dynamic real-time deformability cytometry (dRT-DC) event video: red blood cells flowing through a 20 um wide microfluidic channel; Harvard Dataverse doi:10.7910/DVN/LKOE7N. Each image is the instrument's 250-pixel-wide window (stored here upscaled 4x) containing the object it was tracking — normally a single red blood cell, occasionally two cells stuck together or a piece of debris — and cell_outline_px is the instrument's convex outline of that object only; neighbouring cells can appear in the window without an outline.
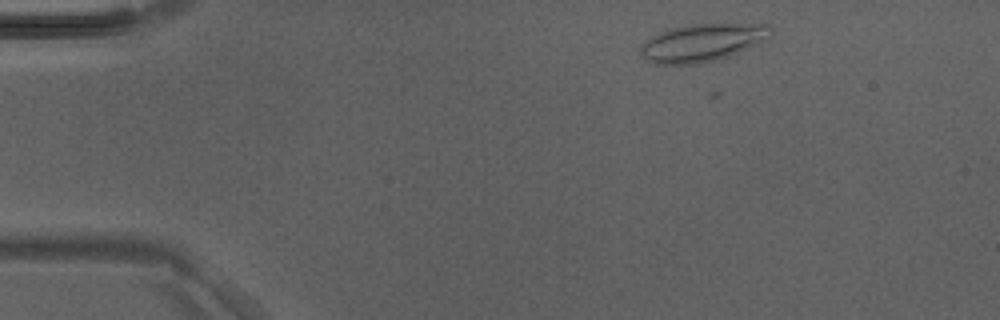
{"species": "Egyptian fruit bat (a non-hibernating species)", "species_latin": "Rousettus aegyptiacus", "temperature_condition": "room temperature", "stored_images_in_passage": 3, "camera_frame_rate_fps": 3000, "um_per_image_px": 0.085, "animal": {"sex": "male"}, "frame": {"image": 1, "passage_image": 1, "time_ms": 0.0, "image_size_px": [1000, 320], "cell_outline_px": [[772, 36], [728, 56], [696, 64], [652, 64], [640, 56], [640, 48], [652, 36], [660, 32], [672, 28], [692, 24], [768, 24], [772, 28]], "centroid_in_image_um": [59.66, 3.62], "position_along_channel_um": 25.3, "area_um2": 28.15}}